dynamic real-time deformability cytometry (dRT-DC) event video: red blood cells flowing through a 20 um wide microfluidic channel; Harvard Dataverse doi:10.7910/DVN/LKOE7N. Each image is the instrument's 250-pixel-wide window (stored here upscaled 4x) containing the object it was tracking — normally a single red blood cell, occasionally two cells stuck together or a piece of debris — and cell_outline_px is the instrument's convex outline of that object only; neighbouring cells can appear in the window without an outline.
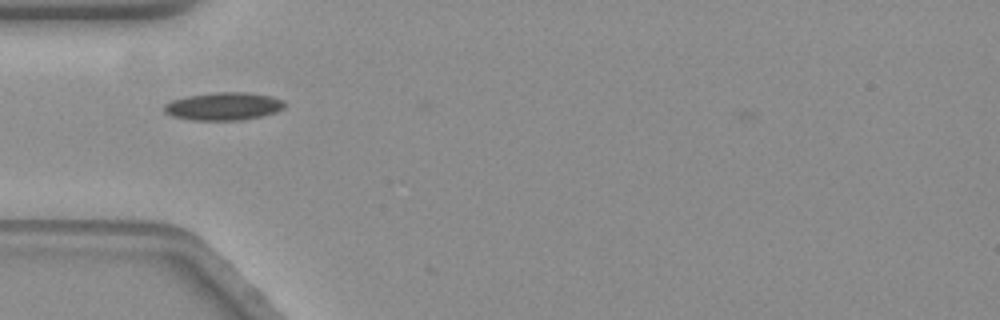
{"species": "common noctule bat (a hibernating species)", "species_latin": "Nyctalus noctula", "temperature_condition": "warm", "stored_images_in_passage": 10, "camera_frame_rate_fps": 3000, "um_per_image_px": 0.085, "animal": {"sex": "female", "body_mass_g": 19.3, "forearm_length_mm": 54.1}, "frame": {"image": 1, "passage_image": 2, "time_ms": 0.333, "image_size_px": [1000, 320], "cell_outline_px": [[284, 108], [276, 112], [260, 116], [240, 120], [196, 120], [172, 116], [164, 112], [164, 104], [172, 100], [188, 96], [212, 92], [244, 92], [272, 96], [284, 100]], "centroid_in_image_um": [19.01, 9.02], "position_along_channel_um": 66.0, "area_um2": 19.48}}
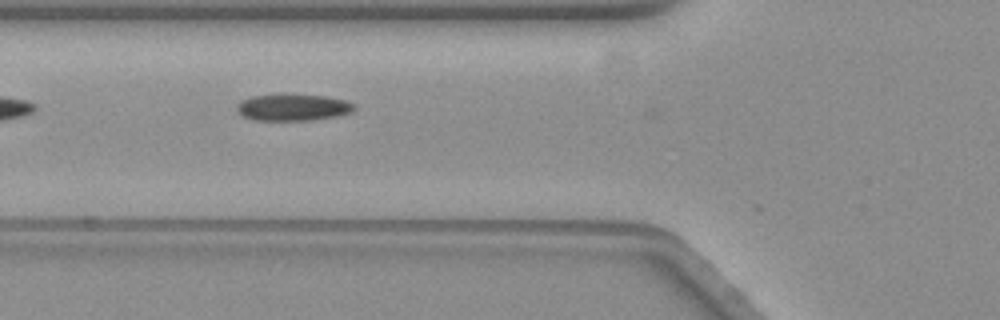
{"frame": {"image": 2, "passage_image": 5, "time_ms": 1.333, "image_size_px": [1000, 320], "cell_outline_px": [[356, 108], [352, 112], [336, 116], [312, 120], [256, 120], [244, 116], [236, 108], [236, 104], [240, 100], [252, 96], [284, 92], [328, 96], [344, 100], [356, 104]], "centroid_in_image_um": [24.91, 9.08], "position_along_channel_um": 100.9, "area_um2": 18.84}}